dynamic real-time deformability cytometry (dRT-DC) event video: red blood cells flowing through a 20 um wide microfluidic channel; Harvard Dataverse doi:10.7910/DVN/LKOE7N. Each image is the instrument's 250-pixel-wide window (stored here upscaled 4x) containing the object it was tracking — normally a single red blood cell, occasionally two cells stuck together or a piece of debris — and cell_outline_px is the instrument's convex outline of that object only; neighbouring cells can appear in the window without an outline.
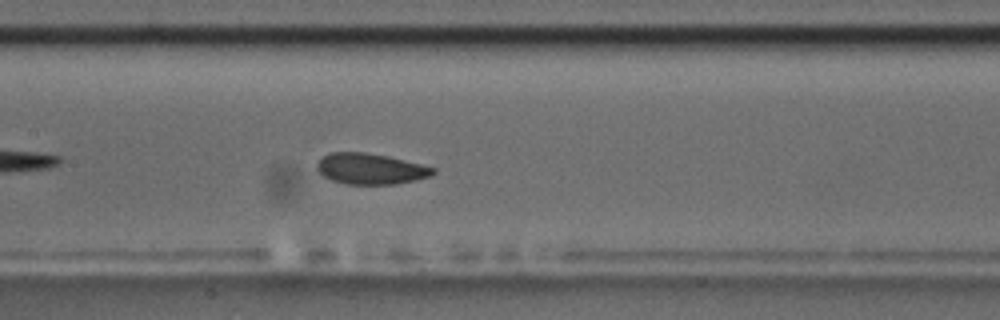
{"species": "common noctule bat (a hibernating species)", "species_latin": "Nyctalus noctula", "temperature_condition": "room temperature", "stored_images_in_passage": 47, "camera_frame_rate_fps": 3000, "um_per_image_px": 0.085, "animal": {"sex": "male", "body_mass_g": 17.5, "forearm_length_mm": 52.3}, "frame": {"image": 1, "passage_image": 26, "time_ms": 8.333, "image_size_px": [1000, 320], "cell_outline_px": [[436, 172], [432, 176], [416, 180], [396, 184], [348, 184], [332, 180], [324, 176], [316, 168], [316, 164], [324, 156], [332, 152], [364, 152], [388, 156], [436, 168]], "centroid_in_image_um": [31.53, 14.35], "position_along_channel_um": 175.9, "area_um2": 20.81}}